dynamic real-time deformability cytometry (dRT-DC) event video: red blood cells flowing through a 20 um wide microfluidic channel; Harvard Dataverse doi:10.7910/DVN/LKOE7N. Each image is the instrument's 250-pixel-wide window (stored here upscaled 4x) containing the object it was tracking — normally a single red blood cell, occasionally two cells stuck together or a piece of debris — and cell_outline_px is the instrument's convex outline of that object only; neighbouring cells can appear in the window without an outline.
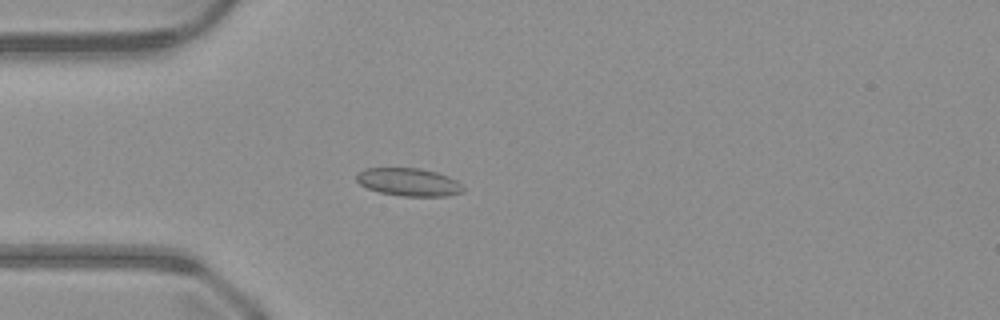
{"species": "common noctule bat (a hibernating species)", "species_latin": "Nyctalus noctula", "temperature_condition": "warm", "stored_images_in_passage": 49, "camera_frame_rate_fps": 3000, "um_per_image_px": 0.085, "animal": {"sex": "male", "body_mass_g": 23.1, "forearm_length_mm": 52.7}, "frame": {"image": 1, "passage_image": 13, "time_ms": 4.0, "image_size_px": [1000, 320], "cell_outline_px": [[464, 192], [448, 196], [404, 196], [380, 192], [368, 188], [360, 184], [356, 180], [356, 172], [364, 168], [420, 168], [436, 172], [448, 176], [456, 180], [464, 188]], "centroid_in_image_um": [34.73, 15.47], "position_along_channel_um": 50.3, "area_um2": 17.4}}
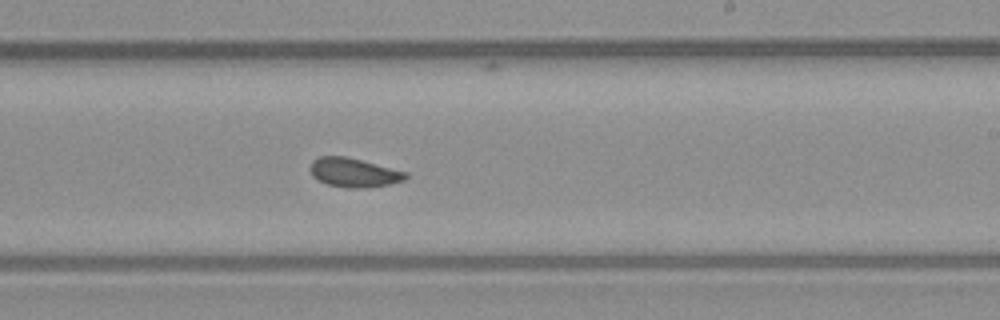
{"frame": {"image": 2, "passage_image": 29, "time_ms": 9.333, "image_size_px": [1000, 320], "cell_outline_px": [[408, 176], [404, 180], [388, 184], [368, 188], [348, 188], [328, 184], [312, 176], [312, 160], [320, 156], [344, 156], [408, 172]], "centroid_in_image_um": [30.1, 14.67], "position_along_channel_um": 258.9, "area_um2": 15.9}}
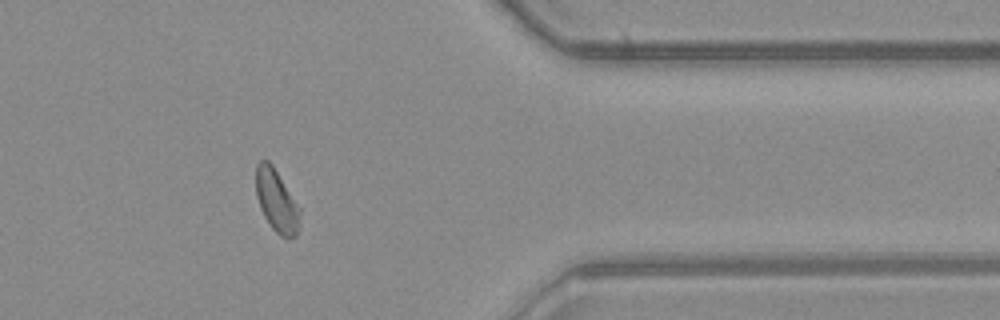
{"frame": {"image": 3, "passage_image": 40, "time_ms": 13.0, "image_size_px": [1000, 320], "cell_outline_px": [[300, 224], [296, 236], [280, 236], [272, 228], [264, 216], [260, 208], [256, 196], [256, 164], [260, 160], [268, 160], [272, 164], [300, 208]], "centroid_in_image_um": [23.5, 17.06], "position_along_channel_um": 387.9, "area_um2": 15.9}}